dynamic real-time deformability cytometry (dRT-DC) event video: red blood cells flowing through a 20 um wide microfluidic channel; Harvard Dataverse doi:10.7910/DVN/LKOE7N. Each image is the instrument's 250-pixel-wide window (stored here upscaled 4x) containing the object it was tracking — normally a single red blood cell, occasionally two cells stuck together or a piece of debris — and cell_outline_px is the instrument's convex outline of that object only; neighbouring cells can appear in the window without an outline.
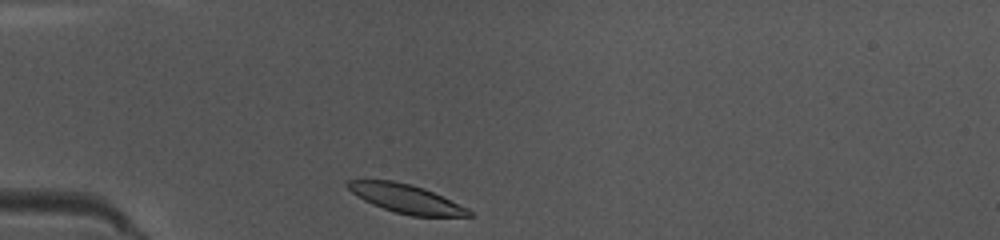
{"species": "common noctule bat (a hibernating species)", "species_latin": "Nyctalus noctula", "temperature_condition": "warm", "stored_images_in_passage": 36, "camera_frame_rate_fps": 3000, "um_per_image_px": 0.085, "animal": {"sex": "female", "body_mass_g": 10.0, "forearm_length_mm": 53.1}, "frame": {"image": 1, "passage_image": 1, "time_ms": 0.0, "image_size_px": [1000, 240], "cell_outline_px": [[476, 216], [412, 216], [396, 212], [372, 204], [364, 200], [352, 192], [344, 184], [348, 180], [392, 180], [412, 184], [424, 188], [468, 208]], "centroid_in_image_um": [34.52, 16.88], "position_along_channel_um": 50.5, "area_um2": 20.11}}
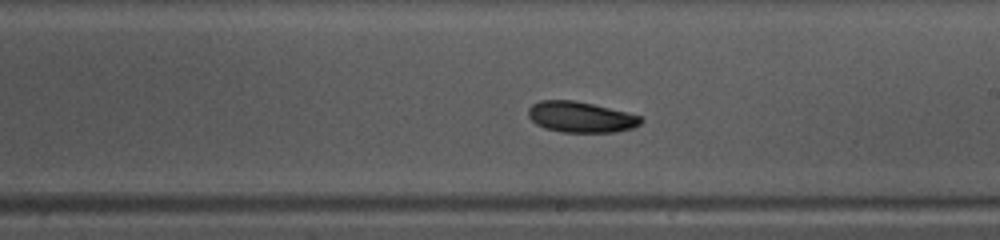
{"frame": {"image": 2, "passage_image": 16, "time_ms": 5.0, "image_size_px": [1000, 240], "cell_outline_px": [[644, 120], [640, 124], [632, 128], [616, 132], [560, 132], [544, 128], [536, 124], [528, 116], [528, 108], [532, 104], [540, 100], [572, 100], [592, 104], [628, 112], [640, 116]], "centroid_in_image_um": [49.35, 9.95], "position_along_channel_um": 239.6, "area_um2": 20.29}}
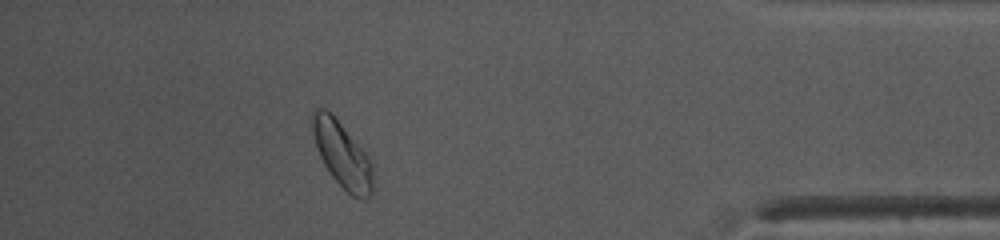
{"frame": {"image": 3, "passage_image": 31, "time_ms": 10.0, "image_size_px": [1000, 240], "cell_outline_px": [[372, 196], [364, 200], [352, 196], [332, 176], [324, 164], [320, 156], [312, 132], [312, 112], [316, 108], [324, 108], [332, 112], [372, 160]], "centroid_in_image_um": [29.1, 13.12], "position_along_channel_um": 406.1, "area_um2": 23.18}, "authors_computed_cell_mechanics": {"area_um2": 20.9236, "velocity_mm_per_s": 4.0837, "shape_relaxation_time_tau1_ms": 3.4655, "shape_relaxation_time_tau2_ms": null, "deformation_change_tau1": 0.1103, "deformation_change_tau2": null}}